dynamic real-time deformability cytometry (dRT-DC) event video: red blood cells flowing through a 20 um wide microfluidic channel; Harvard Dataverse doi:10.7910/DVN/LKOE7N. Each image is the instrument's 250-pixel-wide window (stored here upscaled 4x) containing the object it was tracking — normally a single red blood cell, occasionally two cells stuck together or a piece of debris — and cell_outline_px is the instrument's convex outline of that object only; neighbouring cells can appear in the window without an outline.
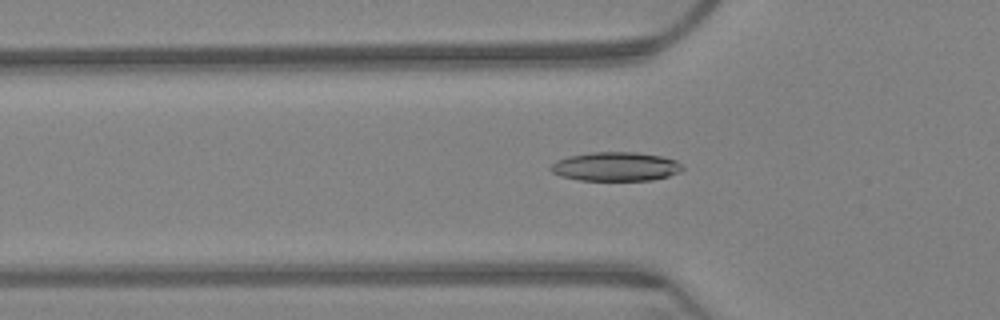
{"species": "Egyptian fruit bat (a non-hibernating species)", "species_latin": "Rousettus aegyptiacus", "temperature_condition": "warm", "stored_images_in_passage": 58, "camera_frame_rate_fps": 3000, "um_per_image_px": 0.085, "animal": {"sex": "female"}, "frame": {"image": 1, "passage_image": 15, "time_ms": 4.667, "image_size_px": [1000, 320], "cell_outline_px": [[684, 168], [680, 172], [668, 176], [652, 180], [580, 180], [560, 176], [552, 172], [548, 168], [556, 160], [568, 156], [592, 152], [636, 152], [660, 156], [676, 160]], "centroid_in_image_um": [52.31, 14.15], "position_along_channel_um": 73.5, "area_um2": 22.25}}
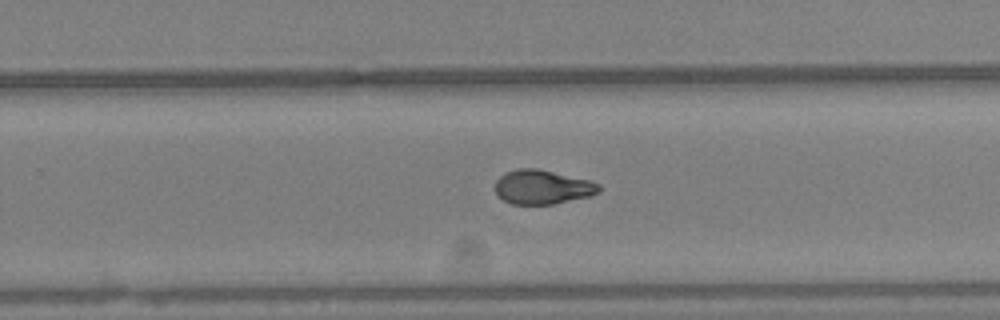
{"frame": {"image": 2, "passage_image": 35, "time_ms": 11.333, "image_size_px": [1000, 320], "cell_outline_px": [[600, 192], [592, 196], [552, 204], [512, 204], [504, 200], [496, 192], [496, 180], [504, 172], [520, 168], [536, 168], [588, 180], [600, 184]], "centroid_in_image_um": [46.12, 15.9], "position_along_channel_um": 283.7, "area_um2": 20.58}}
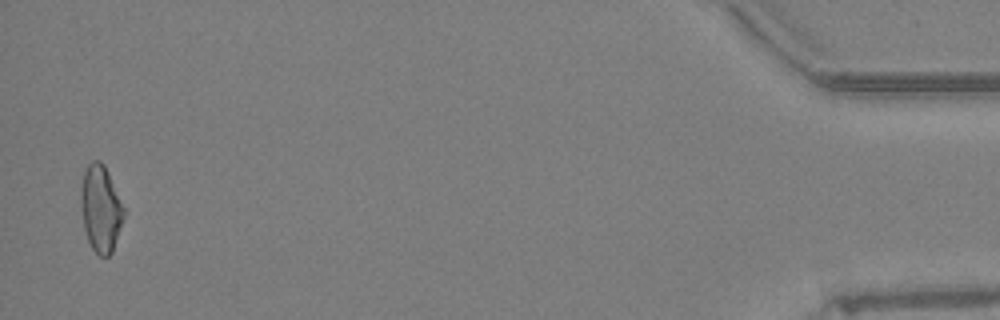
{"frame": {"image": 3, "passage_image": 57, "time_ms": 18.667, "image_size_px": [1000, 320], "cell_outline_px": [[124, 220], [112, 252], [108, 256], [100, 256], [92, 248], [88, 240], [84, 228], [80, 208], [80, 188], [84, 172], [88, 164], [92, 160], [100, 160], [104, 164], [108, 172], [124, 208]], "centroid_in_image_um": [8.55, 17.72], "position_along_channel_um": 426.7, "area_um2": 21.79}, "authors_computed_cell_mechanics": {"area_um2": 21.1837, "velocity_mm_per_s": 3.1583, "shape_relaxation_time_tau1_ms": null, "shape_relaxation_time_tau2_ms": 3.7413, "deformation_change_tau1": null, "deformation_change_tau2": 0.0824}}